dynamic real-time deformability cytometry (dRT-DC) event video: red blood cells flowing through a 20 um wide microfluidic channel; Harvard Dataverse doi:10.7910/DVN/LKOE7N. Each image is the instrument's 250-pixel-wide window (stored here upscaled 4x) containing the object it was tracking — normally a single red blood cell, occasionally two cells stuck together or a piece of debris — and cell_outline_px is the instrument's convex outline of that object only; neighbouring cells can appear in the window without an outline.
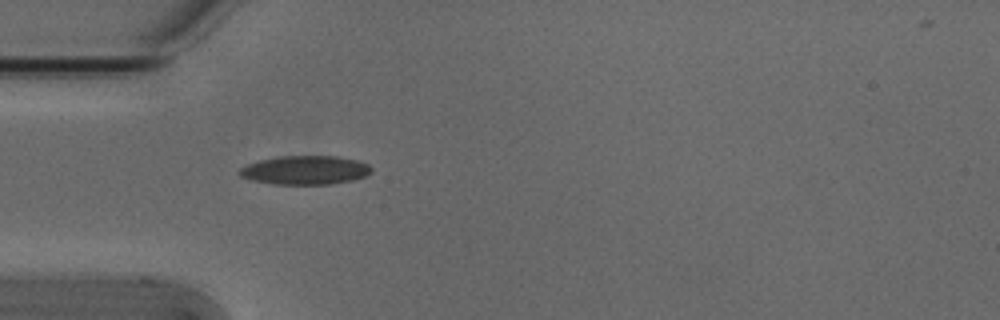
{"species": "Egyptian fruit bat (a non-hibernating species)", "species_latin": "Rousettus aegyptiacus", "temperature_condition": "cold", "stored_images_in_passage": 35, "camera_frame_rate_fps": 3000, "um_per_image_px": 0.085, "animal": {"sex": "male"}, "frame": {"image": 1, "passage_image": 1, "time_ms": 0.0, "image_size_px": [1000, 320], "cell_outline_px": [[372, 172], [364, 176], [352, 180], [328, 184], [276, 184], [252, 180], [240, 176], [236, 172], [240, 168], [248, 164], [260, 160], [280, 156], [336, 156], [356, 160], [368, 164], [372, 168]], "centroid_in_image_um": [25.92, 14.46], "position_along_channel_um": 59.1, "area_um2": 22.02}}
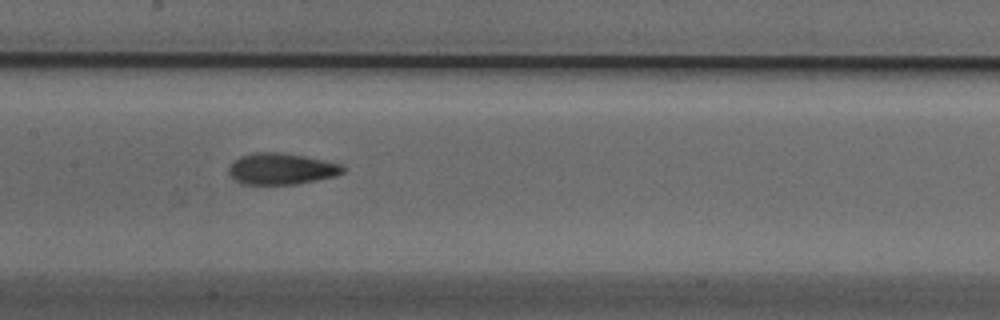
{"frame": {"image": 2, "passage_image": 11, "time_ms": 3.333, "image_size_px": [1000, 320], "cell_outline_px": [[344, 172], [336, 176], [296, 184], [240, 184], [228, 172], [228, 168], [240, 156], [252, 152], [280, 152], [304, 156], [340, 164], [344, 168]], "centroid_in_image_um": [23.9, 14.35], "position_along_channel_um": 183.5, "area_um2": 20.69}}
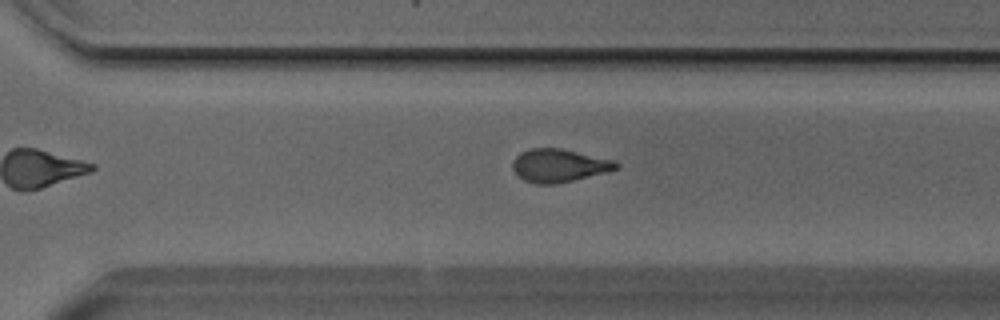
{"frame": {"image": 3, "passage_image": 22, "time_ms": 7.0, "image_size_px": [1000, 320], "cell_outline_px": [[620, 168], [608, 172], [556, 184], [536, 184], [524, 180], [512, 168], [512, 160], [520, 152], [528, 148], [560, 148], [616, 160], [620, 164]], "centroid_in_image_um": [47.55, 14.06], "position_along_channel_um": 323.1, "area_um2": 20.17}, "authors_computed_cell_mechanics": {"area_um2": 20.5768, "velocity_mm_per_s": 3.8224, "shape_relaxation_time_tau1_ms": 6.9428, "shape_relaxation_time_tau2_ms": 2.8113, "deformation_change_tau1": 0.1901, "deformation_change_tau2": 0.0804}}